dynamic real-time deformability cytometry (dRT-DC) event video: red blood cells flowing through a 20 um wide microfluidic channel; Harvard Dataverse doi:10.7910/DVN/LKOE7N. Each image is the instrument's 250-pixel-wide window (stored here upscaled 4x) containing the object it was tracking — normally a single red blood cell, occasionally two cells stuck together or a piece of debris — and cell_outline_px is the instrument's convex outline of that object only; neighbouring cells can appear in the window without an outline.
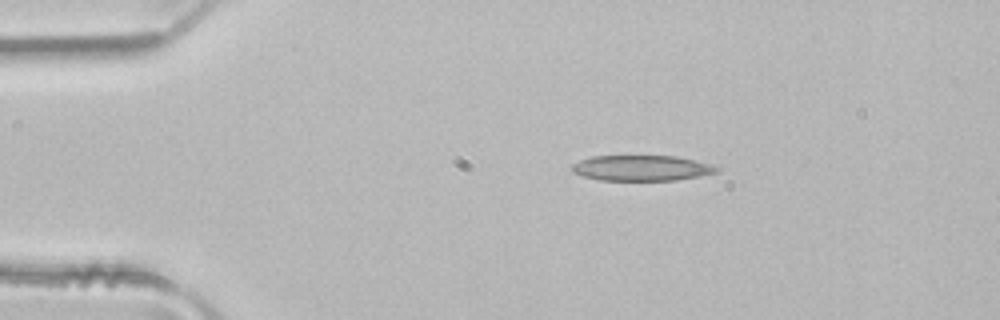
{"species": "common noctule bat (a hibernating species)", "species_latin": "Nyctalus noctula", "temperature_condition": "room temperature", "stored_images_in_passage": 2, "camera_frame_rate_fps": 3000, "um_per_image_px": 0.085, "animal": {"sex": "male", "body_mass_g": 21.5, "forearm_length_mm": 52.0}, "frame": {"image": 1, "passage_image": 1, "time_ms": 0.0, "image_size_px": [1000, 320], "cell_outline_px": [[720, 172], [700, 176], [676, 180], [600, 180], [584, 176], [572, 172], [572, 164], [580, 160], [592, 156], [676, 156], [696, 160], [712, 164], [720, 168]], "centroid_in_image_um": [54.59, 14.28], "position_along_channel_um": 30.4, "area_um2": 21.62}}